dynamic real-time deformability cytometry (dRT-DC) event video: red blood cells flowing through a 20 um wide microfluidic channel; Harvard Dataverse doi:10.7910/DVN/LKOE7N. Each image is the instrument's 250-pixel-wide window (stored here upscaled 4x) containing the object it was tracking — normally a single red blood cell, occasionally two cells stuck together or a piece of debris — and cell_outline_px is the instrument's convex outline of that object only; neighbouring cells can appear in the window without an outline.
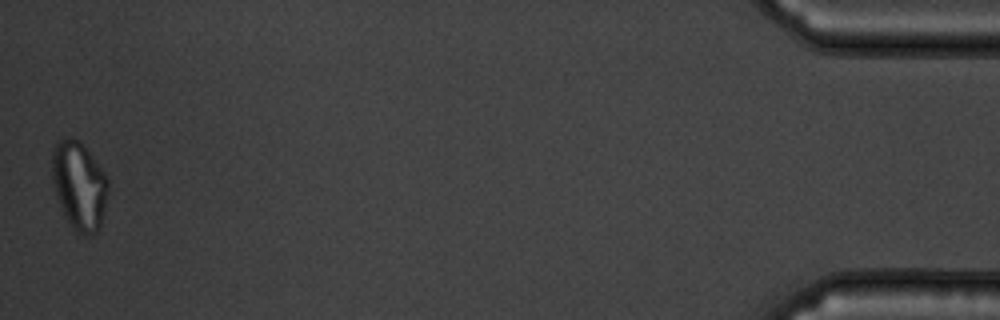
{"species": "common noctule bat (a hibernating species)", "species_latin": "Nyctalus noctula", "temperature_condition": "warm", "stored_images_in_passage": 53, "camera_frame_rate_fps": 3000, "um_per_image_px": 0.085, "animal": {"sex": "male", "body_mass_g": 19.5, "forearm_length_mm": 54.6}, "frame": {"image": 1, "passage_image": 53, "time_ms": 17.333, "image_size_px": [1000, 320], "cell_outline_px": [[108, 192], [100, 224], [96, 232], [88, 236], [84, 236], [76, 232], [72, 228], [60, 204], [56, 192], [52, 176], [52, 152], [56, 144], [64, 136], [72, 136], [80, 140], [104, 172], [108, 180]], "centroid_in_image_um": [6.73, 15.74], "position_along_channel_um": 428.5, "area_um2": 28.55}}